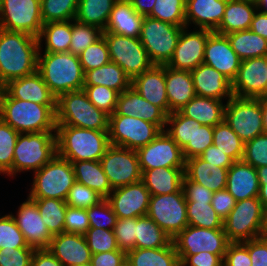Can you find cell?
<instances>
[{"label": "cell", "instance_id": "cell-71", "mask_svg": "<svg viewBox=\"0 0 267 266\" xmlns=\"http://www.w3.org/2000/svg\"><path fill=\"white\" fill-rule=\"evenodd\" d=\"M250 30L267 40V13L257 10L251 22Z\"/></svg>", "mask_w": 267, "mask_h": 266}, {"label": "cell", "instance_id": "cell-37", "mask_svg": "<svg viewBox=\"0 0 267 266\" xmlns=\"http://www.w3.org/2000/svg\"><path fill=\"white\" fill-rule=\"evenodd\" d=\"M130 266H181L173 241L162 248H135L126 252Z\"/></svg>", "mask_w": 267, "mask_h": 266}, {"label": "cell", "instance_id": "cell-13", "mask_svg": "<svg viewBox=\"0 0 267 266\" xmlns=\"http://www.w3.org/2000/svg\"><path fill=\"white\" fill-rule=\"evenodd\" d=\"M162 130L155 124L137 117L109 115L111 145L137 150L153 141Z\"/></svg>", "mask_w": 267, "mask_h": 266}, {"label": "cell", "instance_id": "cell-45", "mask_svg": "<svg viewBox=\"0 0 267 266\" xmlns=\"http://www.w3.org/2000/svg\"><path fill=\"white\" fill-rule=\"evenodd\" d=\"M187 218L190 226L206 229L223 228V220L211 205V201H186Z\"/></svg>", "mask_w": 267, "mask_h": 266}, {"label": "cell", "instance_id": "cell-39", "mask_svg": "<svg viewBox=\"0 0 267 266\" xmlns=\"http://www.w3.org/2000/svg\"><path fill=\"white\" fill-rule=\"evenodd\" d=\"M76 181L93 189L106 199L113 191L100 161L72 162Z\"/></svg>", "mask_w": 267, "mask_h": 266}, {"label": "cell", "instance_id": "cell-62", "mask_svg": "<svg viewBox=\"0 0 267 266\" xmlns=\"http://www.w3.org/2000/svg\"><path fill=\"white\" fill-rule=\"evenodd\" d=\"M182 189L186 201H211L214 194L208 188L189 180L185 175L182 181Z\"/></svg>", "mask_w": 267, "mask_h": 266}, {"label": "cell", "instance_id": "cell-55", "mask_svg": "<svg viewBox=\"0 0 267 266\" xmlns=\"http://www.w3.org/2000/svg\"><path fill=\"white\" fill-rule=\"evenodd\" d=\"M87 215L90 227L107 230H113L118 219L107 199L87 209Z\"/></svg>", "mask_w": 267, "mask_h": 266}, {"label": "cell", "instance_id": "cell-36", "mask_svg": "<svg viewBox=\"0 0 267 266\" xmlns=\"http://www.w3.org/2000/svg\"><path fill=\"white\" fill-rule=\"evenodd\" d=\"M196 121L180 111L167 115L165 132L182 149L185 160L194 157V135Z\"/></svg>", "mask_w": 267, "mask_h": 266}, {"label": "cell", "instance_id": "cell-60", "mask_svg": "<svg viewBox=\"0 0 267 266\" xmlns=\"http://www.w3.org/2000/svg\"><path fill=\"white\" fill-rule=\"evenodd\" d=\"M33 247L0 249V266H31Z\"/></svg>", "mask_w": 267, "mask_h": 266}, {"label": "cell", "instance_id": "cell-46", "mask_svg": "<svg viewBox=\"0 0 267 266\" xmlns=\"http://www.w3.org/2000/svg\"><path fill=\"white\" fill-rule=\"evenodd\" d=\"M213 145L223 151L234 162L243 158L244 142L225 121L214 127Z\"/></svg>", "mask_w": 267, "mask_h": 266}, {"label": "cell", "instance_id": "cell-23", "mask_svg": "<svg viewBox=\"0 0 267 266\" xmlns=\"http://www.w3.org/2000/svg\"><path fill=\"white\" fill-rule=\"evenodd\" d=\"M113 114L143 119L157 125L162 131L166 128L167 114L160 107L144 99L131 86L119 93Z\"/></svg>", "mask_w": 267, "mask_h": 266}, {"label": "cell", "instance_id": "cell-59", "mask_svg": "<svg viewBox=\"0 0 267 266\" xmlns=\"http://www.w3.org/2000/svg\"><path fill=\"white\" fill-rule=\"evenodd\" d=\"M89 228L87 209L67 206L64 232L85 235Z\"/></svg>", "mask_w": 267, "mask_h": 266}, {"label": "cell", "instance_id": "cell-4", "mask_svg": "<svg viewBox=\"0 0 267 266\" xmlns=\"http://www.w3.org/2000/svg\"><path fill=\"white\" fill-rule=\"evenodd\" d=\"M41 50L38 52L37 71L56 98L83 89L85 73L79 56L71 52L42 54Z\"/></svg>", "mask_w": 267, "mask_h": 266}, {"label": "cell", "instance_id": "cell-26", "mask_svg": "<svg viewBox=\"0 0 267 266\" xmlns=\"http://www.w3.org/2000/svg\"><path fill=\"white\" fill-rule=\"evenodd\" d=\"M196 96L212 99H231L232 83L215 68L202 63L191 71Z\"/></svg>", "mask_w": 267, "mask_h": 266}, {"label": "cell", "instance_id": "cell-77", "mask_svg": "<svg viewBox=\"0 0 267 266\" xmlns=\"http://www.w3.org/2000/svg\"><path fill=\"white\" fill-rule=\"evenodd\" d=\"M121 266H130L127 262H124Z\"/></svg>", "mask_w": 267, "mask_h": 266}, {"label": "cell", "instance_id": "cell-49", "mask_svg": "<svg viewBox=\"0 0 267 266\" xmlns=\"http://www.w3.org/2000/svg\"><path fill=\"white\" fill-rule=\"evenodd\" d=\"M19 132L0 118V171L13 177L14 148Z\"/></svg>", "mask_w": 267, "mask_h": 266}, {"label": "cell", "instance_id": "cell-35", "mask_svg": "<svg viewBox=\"0 0 267 266\" xmlns=\"http://www.w3.org/2000/svg\"><path fill=\"white\" fill-rule=\"evenodd\" d=\"M185 168H156L142 172V181L150 195L178 192L182 188Z\"/></svg>", "mask_w": 267, "mask_h": 266}, {"label": "cell", "instance_id": "cell-72", "mask_svg": "<svg viewBox=\"0 0 267 266\" xmlns=\"http://www.w3.org/2000/svg\"><path fill=\"white\" fill-rule=\"evenodd\" d=\"M134 10L143 16H148L153 10L156 0H129Z\"/></svg>", "mask_w": 267, "mask_h": 266}, {"label": "cell", "instance_id": "cell-2", "mask_svg": "<svg viewBox=\"0 0 267 266\" xmlns=\"http://www.w3.org/2000/svg\"><path fill=\"white\" fill-rule=\"evenodd\" d=\"M0 118L19 133L56 132V105L11 98L2 88Z\"/></svg>", "mask_w": 267, "mask_h": 266}, {"label": "cell", "instance_id": "cell-68", "mask_svg": "<svg viewBox=\"0 0 267 266\" xmlns=\"http://www.w3.org/2000/svg\"><path fill=\"white\" fill-rule=\"evenodd\" d=\"M199 157L216 167L230 168L234 163L229 156L225 155L215 145L209 146Z\"/></svg>", "mask_w": 267, "mask_h": 266}, {"label": "cell", "instance_id": "cell-25", "mask_svg": "<svg viewBox=\"0 0 267 266\" xmlns=\"http://www.w3.org/2000/svg\"><path fill=\"white\" fill-rule=\"evenodd\" d=\"M2 89L11 97L41 105H56L57 98L50 92L41 74L36 71L5 84Z\"/></svg>", "mask_w": 267, "mask_h": 266}, {"label": "cell", "instance_id": "cell-42", "mask_svg": "<svg viewBox=\"0 0 267 266\" xmlns=\"http://www.w3.org/2000/svg\"><path fill=\"white\" fill-rule=\"evenodd\" d=\"M118 0H79L75 20L105 30Z\"/></svg>", "mask_w": 267, "mask_h": 266}, {"label": "cell", "instance_id": "cell-75", "mask_svg": "<svg viewBox=\"0 0 267 266\" xmlns=\"http://www.w3.org/2000/svg\"><path fill=\"white\" fill-rule=\"evenodd\" d=\"M263 236H264L265 238H267V213H266L265 228H264Z\"/></svg>", "mask_w": 267, "mask_h": 266}, {"label": "cell", "instance_id": "cell-61", "mask_svg": "<svg viewBox=\"0 0 267 266\" xmlns=\"http://www.w3.org/2000/svg\"><path fill=\"white\" fill-rule=\"evenodd\" d=\"M224 266H251L248 251V240L243 242H230L223 259Z\"/></svg>", "mask_w": 267, "mask_h": 266}, {"label": "cell", "instance_id": "cell-12", "mask_svg": "<svg viewBox=\"0 0 267 266\" xmlns=\"http://www.w3.org/2000/svg\"><path fill=\"white\" fill-rule=\"evenodd\" d=\"M224 121L244 143L264 133L260 97L228 99Z\"/></svg>", "mask_w": 267, "mask_h": 266}, {"label": "cell", "instance_id": "cell-30", "mask_svg": "<svg viewBox=\"0 0 267 266\" xmlns=\"http://www.w3.org/2000/svg\"><path fill=\"white\" fill-rule=\"evenodd\" d=\"M165 83L169 114L182 109L196 96L191 72L165 65Z\"/></svg>", "mask_w": 267, "mask_h": 266}, {"label": "cell", "instance_id": "cell-27", "mask_svg": "<svg viewBox=\"0 0 267 266\" xmlns=\"http://www.w3.org/2000/svg\"><path fill=\"white\" fill-rule=\"evenodd\" d=\"M134 88L144 99L160 107L169 115V102L167 99L165 83V65H154L131 80Z\"/></svg>", "mask_w": 267, "mask_h": 266}, {"label": "cell", "instance_id": "cell-52", "mask_svg": "<svg viewBox=\"0 0 267 266\" xmlns=\"http://www.w3.org/2000/svg\"><path fill=\"white\" fill-rule=\"evenodd\" d=\"M79 59L84 73L110 62V54L105 38L102 36L94 44L88 46L81 52Z\"/></svg>", "mask_w": 267, "mask_h": 266}, {"label": "cell", "instance_id": "cell-32", "mask_svg": "<svg viewBox=\"0 0 267 266\" xmlns=\"http://www.w3.org/2000/svg\"><path fill=\"white\" fill-rule=\"evenodd\" d=\"M228 169L213 166L197 156L186 160L184 175L189 180L216 192L226 189Z\"/></svg>", "mask_w": 267, "mask_h": 266}, {"label": "cell", "instance_id": "cell-34", "mask_svg": "<svg viewBox=\"0 0 267 266\" xmlns=\"http://www.w3.org/2000/svg\"><path fill=\"white\" fill-rule=\"evenodd\" d=\"M225 106L222 100L195 96L179 111L202 125L215 127L224 121Z\"/></svg>", "mask_w": 267, "mask_h": 266}, {"label": "cell", "instance_id": "cell-57", "mask_svg": "<svg viewBox=\"0 0 267 266\" xmlns=\"http://www.w3.org/2000/svg\"><path fill=\"white\" fill-rule=\"evenodd\" d=\"M242 160L255 168L267 166V134L262 133L244 143Z\"/></svg>", "mask_w": 267, "mask_h": 266}, {"label": "cell", "instance_id": "cell-19", "mask_svg": "<svg viewBox=\"0 0 267 266\" xmlns=\"http://www.w3.org/2000/svg\"><path fill=\"white\" fill-rule=\"evenodd\" d=\"M187 29L188 27H183L173 56L167 66L191 72L203 63L206 41L213 31L197 29L189 32Z\"/></svg>", "mask_w": 267, "mask_h": 266}, {"label": "cell", "instance_id": "cell-41", "mask_svg": "<svg viewBox=\"0 0 267 266\" xmlns=\"http://www.w3.org/2000/svg\"><path fill=\"white\" fill-rule=\"evenodd\" d=\"M226 36L241 61L267 56V40L250 29L232 32Z\"/></svg>", "mask_w": 267, "mask_h": 266}, {"label": "cell", "instance_id": "cell-28", "mask_svg": "<svg viewBox=\"0 0 267 266\" xmlns=\"http://www.w3.org/2000/svg\"><path fill=\"white\" fill-rule=\"evenodd\" d=\"M228 0H186V27L191 23L199 29L215 31L223 17Z\"/></svg>", "mask_w": 267, "mask_h": 266}, {"label": "cell", "instance_id": "cell-63", "mask_svg": "<svg viewBox=\"0 0 267 266\" xmlns=\"http://www.w3.org/2000/svg\"><path fill=\"white\" fill-rule=\"evenodd\" d=\"M214 127L202 125L196 121L194 135V157L200 156L209 146L213 145Z\"/></svg>", "mask_w": 267, "mask_h": 266}, {"label": "cell", "instance_id": "cell-14", "mask_svg": "<svg viewBox=\"0 0 267 266\" xmlns=\"http://www.w3.org/2000/svg\"><path fill=\"white\" fill-rule=\"evenodd\" d=\"M43 21L40 0H0V28L39 37Z\"/></svg>", "mask_w": 267, "mask_h": 266}, {"label": "cell", "instance_id": "cell-18", "mask_svg": "<svg viewBox=\"0 0 267 266\" xmlns=\"http://www.w3.org/2000/svg\"><path fill=\"white\" fill-rule=\"evenodd\" d=\"M150 192L141 180L136 183L114 188L106 198L118 219L146 216Z\"/></svg>", "mask_w": 267, "mask_h": 266}, {"label": "cell", "instance_id": "cell-15", "mask_svg": "<svg viewBox=\"0 0 267 266\" xmlns=\"http://www.w3.org/2000/svg\"><path fill=\"white\" fill-rule=\"evenodd\" d=\"M178 255H196L199 252H209L224 259L230 241L223 228L206 229L196 226H186L172 239Z\"/></svg>", "mask_w": 267, "mask_h": 266}, {"label": "cell", "instance_id": "cell-56", "mask_svg": "<svg viewBox=\"0 0 267 266\" xmlns=\"http://www.w3.org/2000/svg\"><path fill=\"white\" fill-rule=\"evenodd\" d=\"M104 198L89 187L75 182L68 191L65 202L68 206L89 209L91 206L98 204Z\"/></svg>", "mask_w": 267, "mask_h": 266}, {"label": "cell", "instance_id": "cell-17", "mask_svg": "<svg viewBox=\"0 0 267 266\" xmlns=\"http://www.w3.org/2000/svg\"><path fill=\"white\" fill-rule=\"evenodd\" d=\"M136 152L141 172L156 168H185L182 149L165 131Z\"/></svg>", "mask_w": 267, "mask_h": 266}, {"label": "cell", "instance_id": "cell-44", "mask_svg": "<svg viewBox=\"0 0 267 266\" xmlns=\"http://www.w3.org/2000/svg\"><path fill=\"white\" fill-rule=\"evenodd\" d=\"M29 199L36 204L43 222L52 236L64 232L65 213L68 206L65 201L53 198Z\"/></svg>", "mask_w": 267, "mask_h": 266}, {"label": "cell", "instance_id": "cell-5", "mask_svg": "<svg viewBox=\"0 0 267 266\" xmlns=\"http://www.w3.org/2000/svg\"><path fill=\"white\" fill-rule=\"evenodd\" d=\"M56 125H70L98 131L109 130V115L98 109L84 90L64 93L56 101Z\"/></svg>", "mask_w": 267, "mask_h": 266}, {"label": "cell", "instance_id": "cell-74", "mask_svg": "<svg viewBox=\"0 0 267 266\" xmlns=\"http://www.w3.org/2000/svg\"><path fill=\"white\" fill-rule=\"evenodd\" d=\"M257 10L267 13V0H257L255 2Z\"/></svg>", "mask_w": 267, "mask_h": 266}, {"label": "cell", "instance_id": "cell-69", "mask_svg": "<svg viewBox=\"0 0 267 266\" xmlns=\"http://www.w3.org/2000/svg\"><path fill=\"white\" fill-rule=\"evenodd\" d=\"M31 266H63V264L48 249H35Z\"/></svg>", "mask_w": 267, "mask_h": 266}, {"label": "cell", "instance_id": "cell-58", "mask_svg": "<svg viewBox=\"0 0 267 266\" xmlns=\"http://www.w3.org/2000/svg\"><path fill=\"white\" fill-rule=\"evenodd\" d=\"M137 221L138 217L117 219L113 232L120 250L128 252L135 249Z\"/></svg>", "mask_w": 267, "mask_h": 266}, {"label": "cell", "instance_id": "cell-22", "mask_svg": "<svg viewBox=\"0 0 267 266\" xmlns=\"http://www.w3.org/2000/svg\"><path fill=\"white\" fill-rule=\"evenodd\" d=\"M19 230L24 235L27 244L34 249H47L52 235L40 215L36 204L27 197L18 208L17 215H13Z\"/></svg>", "mask_w": 267, "mask_h": 266}, {"label": "cell", "instance_id": "cell-50", "mask_svg": "<svg viewBox=\"0 0 267 266\" xmlns=\"http://www.w3.org/2000/svg\"><path fill=\"white\" fill-rule=\"evenodd\" d=\"M100 28L72 20V35L69 52L79 56L88 46L102 37Z\"/></svg>", "mask_w": 267, "mask_h": 266}, {"label": "cell", "instance_id": "cell-11", "mask_svg": "<svg viewBox=\"0 0 267 266\" xmlns=\"http://www.w3.org/2000/svg\"><path fill=\"white\" fill-rule=\"evenodd\" d=\"M147 216L172 239L175 238L189 225L183 189L170 194L151 195Z\"/></svg>", "mask_w": 267, "mask_h": 266}, {"label": "cell", "instance_id": "cell-64", "mask_svg": "<svg viewBox=\"0 0 267 266\" xmlns=\"http://www.w3.org/2000/svg\"><path fill=\"white\" fill-rule=\"evenodd\" d=\"M235 204V198L226 189L214 192L211 200L212 207L223 221L228 217Z\"/></svg>", "mask_w": 267, "mask_h": 266}, {"label": "cell", "instance_id": "cell-38", "mask_svg": "<svg viewBox=\"0 0 267 266\" xmlns=\"http://www.w3.org/2000/svg\"><path fill=\"white\" fill-rule=\"evenodd\" d=\"M84 85H102L122 93L131 86V79L118 64L110 61L99 68L86 71Z\"/></svg>", "mask_w": 267, "mask_h": 266}, {"label": "cell", "instance_id": "cell-16", "mask_svg": "<svg viewBox=\"0 0 267 266\" xmlns=\"http://www.w3.org/2000/svg\"><path fill=\"white\" fill-rule=\"evenodd\" d=\"M100 163L113 189L142 180L136 150L110 145Z\"/></svg>", "mask_w": 267, "mask_h": 266}, {"label": "cell", "instance_id": "cell-29", "mask_svg": "<svg viewBox=\"0 0 267 266\" xmlns=\"http://www.w3.org/2000/svg\"><path fill=\"white\" fill-rule=\"evenodd\" d=\"M259 187L256 168L245 161H235L228 169L226 190L236 201L258 197Z\"/></svg>", "mask_w": 267, "mask_h": 266}, {"label": "cell", "instance_id": "cell-40", "mask_svg": "<svg viewBox=\"0 0 267 266\" xmlns=\"http://www.w3.org/2000/svg\"><path fill=\"white\" fill-rule=\"evenodd\" d=\"M71 35L72 20L45 23L38 37L39 49L43 47L42 41L44 39V52H69Z\"/></svg>", "mask_w": 267, "mask_h": 266}, {"label": "cell", "instance_id": "cell-1", "mask_svg": "<svg viewBox=\"0 0 267 266\" xmlns=\"http://www.w3.org/2000/svg\"><path fill=\"white\" fill-rule=\"evenodd\" d=\"M38 38L0 28V88L37 71Z\"/></svg>", "mask_w": 267, "mask_h": 266}, {"label": "cell", "instance_id": "cell-70", "mask_svg": "<svg viewBox=\"0 0 267 266\" xmlns=\"http://www.w3.org/2000/svg\"><path fill=\"white\" fill-rule=\"evenodd\" d=\"M256 172L260 185L258 198L262 204L264 211L267 213V166L256 168Z\"/></svg>", "mask_w": 267, "mask_h": 266}, {"label": "cell", "instance_id": "cell-66", "mask_svg": "<svg viewBox=\"0 0 267 266\" xmlns=\"http://www.w3.org/2000/svg\"><path fill=\"white\" fill-rule=\"evenodd\" d=\"M251 266H267V238L264 236L248 240Z\"/></svg>", "mask_w": 267, "mask_h": 266}, {"label": "cell", "instance_id": "cell-24", "mask_svg": "<svg viewBox=\"0 0 267 266\" xmlns=\"http://www.w3.org/2000/svg\"><path fill=\"white\" fill-rule=\"evenodd\" d=\"M47 249L63 266L85 264L92 258L85 235L67 232L53 235Z\"/></svg>", "mask_w": 267, "mask_h": 266}, {"label": "cell", "instance_id": "cell-3", "mask_svg": "<svg viewBox=\"0 0 267 266\" xmlns=\"http://www.w3.org/2000/svg\"><path fill=\"white\" fill-rule=\"evenodd\" d=\"M57 155L68 161H100L111 145L108 131L56 125Z\"/></svg>", "mask_w": 267, "mask_h": 266}, {"label": "cell", "instance_id": "cell-76", "mask_svg": "<svg viewBox=\"0 0 267 266\" xmlns=\"http://www.w3.org/2000/svg\"><path fill=\"white\" fill-rule=\"evenodd\" d=\"M76 266H93L90 262L85 263V264H81V265H76Z\"/></svg>", "mask_w": 267, "mask_h": 266}, {"label": "cell", "instance_id": "cell-8", "mask_svg": "<svg viewBox=\"0 0 267 266\" xmlns=\"http://www.w3.org/2000/svg\"><path fill=\"white\" fill-rule=\"evenodd\" d=\"M75 182L72 163L56 155L34 172L28 198H53L65 201L68 191Z\"/></svg>", "mask_w": 267, "mask_h": 266}, {"label": "cell", "instance_id": "cell-47", "mask_svg": "<svg viewBox=\"0 0 267 266\" xmlns=\"http://www.w3.org/2000/svg\"><path fill=\"white\" fill-rule=\"evenodd\" d=\"M79 0H40L43 23L75 20Z\"/></svg>", "mask_w": 267, "mask_h": 266}, {"label": "cell", "instance_id": "cell-9", "mask_svg": "<svg viewBox=\"0 0 267 266\" xmlns=\"http://www.w3.org/2000/svg\"><path fill=\"white\" fill-rule=\"evenodd\" d=\"M183 27L144 16L140 42L154 65H167L171 60Z\"/></svg>", "mask_w": 267, "mask_h": 266}, {"label": "cell", "instance_id": "cell-78", "mask_svg": "<svg viewBox=\"0 0 267 266\" xmlns=\"http://www.w3.org/2000/svg\"><path fill=\"white\" fill-rule=\"evenodd\" d=\"M262 97H266L267 98V88H266V92Z\"/></svg>", "mask_w": 267, "mask_h": 266}, {"label": "cell", "instance_id": "cell-65", "mask_svg": "<svg viewBox=\"0 0 267 266\" xmlns=\"http://www.w3.org/2000/svg\"><path fill=\"white\" fill-rule=\"evenodd\" d=\"M181 266H222L223 260L216 254L199 252L196 255H178Z\"/></svg>", "mask_w": 267, "mask_h": 266}, {"label": "cell", "instance_id": "cell-73", "mask_svg": "<svg viewBox=\"0 0 267 266\" xmlns=\"http://www.w3.org/2000/svg\"><path fill=\"white\" fill-rule=\"evenodd\" d=\"M260 105L262 110V120H263V132L267 134V98L260 97Z\"/></svg>", "mask_w": 267, "mask_h": 266}, {"label": "cell", "instance_id": "cell-48", "mask_svg": "<svg viewBox=\"0 0 267 266\" xmlns=\"http://www.w3.org/2000/svg\"><path fill=\"white\" fill-rule=\"evenodd\" d=\"M186 0H156L148 17L186 27Z\"/></svg>", "mask_w": 267, "mask_h": 266}, {"label": "cell", "instance_id": "cell-7", "mask_svg": "<svg viewBox=\"0 0 267 266\" xmlns=\"http://www.w3.org/2000/svg\"><path fill=\"white\" fill-rule=\"evenodd\" d=\"M266 212L258 197L236 201L223 229L230 242H243L263 236Z\"/></svg>", "mask_w": 267, "mask_h": 266}, {"label": "cell", "instance_id": "cell-51", "mask_svg": "<svg viewBox=\"0 0 267 266\" xmlns=\"http://www.w3.org/2000/svg\"><path fill=\"white\" fill-rule=\"evenodd\" d=\"M88 99L98 108L111 115L115 112L119 92L102 85H84Z\"/></svg>", "mask_w": 267, "mask_h": 266}, {"label": "cell", "instance_id": "cell-33", "mask_svg": "<svg viewBox=\"0 0 267 266\" xmlns=\"http://www.w3.org/2000/svg\"><path fill=\"white\" fill-rule=\"evenodd\" d=\"M257 11L255 2L249 0H228L224 17L219 27L214 31L227 35L236 31L250 29L254 14Z\"/></svg>", "mask_w": 267, "mask_h": 266}, {"label": "cell", "instance_id": "cell-54", "mask_svg": "<svg viewBox=\"0 0 267 266\" xmlns=\"http://www.w3.org/2000/svg\"><path fill=\"white\" fill-rule=\"evenodd\" d=\"M85 238L92 254L120 250L113 230L90 227Z\"/></svg>", "mask_w": 267, "mask_h": 266}, {"label": "cell", "instance_id": "cell-20", "mask_svg": "<svg viewBox=\"0 0 267 266\" xmlns=\"http://www.w3.org/2000/svg\"><path fill=\"white\" fill-rule=\"evenodd\" d=\"M267 88V56L242 60L235 80L233 96L239 98L262 97Z\"/></svg>", "mask_w": 267, "mask_h": 266}, {"label": "cell", "instance_id": "cell-31", "mask_svg": "<svg viewBox=\"0 0 267 266\" xmlns=\"http://www.w3.org/2000/svg\"><path fill=\"white\" fill-rule=\"evenodd\" d=\"M144 16L137 13L129 0H118L103 32L139 38Z\"/></svg>", "mask_w": 267, "mask_h": 266}, {"label": "cell", "instance_id": "cell-53", "mask_svg": "<svg viewBox=\"0 0 267 266\" xmlns=\"http://www.w3.org/2000/svg\"><path fill=\"white\" fill-rule=\"evenodd\" d=\"M30 247L11 214L0 217V249Z\"/></svg>", "mask_w": 267, "mask_h": 266}, {"label": "cell", "instance_id": "cell-10", "mask_svg": "<svg viewBox=\"0 0 267 266\" xmlns=\"http://www.w3.org/2000/svg\"><path fill=\"white\" fill-rule=\"evenodd\" d=\"M102 36L107 43L111 61L118 64L131 80L154 66L139 38L110 32H103Z\"/></svg>", "mask_w": 267, "mask_h": 266}, {"label": "cell", "instance_id": "cell-67", "mask_svg": "<svg viewBox=\"0 0 267 266\" xmlns=\"http://www.w3.org/2000/svg\"><path fill=\"white\" fill-rule=\"evenodd\" d=\"M124 262H126V252L123 250L92 254L90 260L93 266H121Z\"/></svg>", "mask_w": 267, "mask_h": 266}, {"label": "cell", "instance_id": "cell-43", "mask_svg": "<svg viewBox=\"0 0 267 266\" xmlns=\"http://www.w3.org/2000/svg\"><path fill=\"white\" fill-rule=\"evenodd\" d=\"M172 238L150 217H138L136 223L135 248H162L168 246Z\"/></svg>", "mask_w": 267, "mask_h": 266}, {"label": "cell", "instance_id": "cell-6", "mask_svg": "<svg viewBox=\"0 0 267 266\" xmlns=\"http://www.w3.org/2000/svg\"><path fill=\"white\" fill-rule=\"evenodd\" d=\"M57 155L56 132L19 133L13 157V176L38 171Z\"/></svg>", "mask_w": 267, "mask_h": 266}, {"label": "cell", "instance_id": "cell-21", "mask_svg": "<svg viewBox=\"0 0 267 266\" xmlns=\"http://www.w3.org/2000/svg\"><path fill=\"white\" fill-rule=\"evenodd\" d=\"M203 63L221 72L232 83L238 74L241 60L232 49L228 37L213 31L206 41Z\"/></svg>", "mask_w": 267, "mask_h": 266}]
</instances>
